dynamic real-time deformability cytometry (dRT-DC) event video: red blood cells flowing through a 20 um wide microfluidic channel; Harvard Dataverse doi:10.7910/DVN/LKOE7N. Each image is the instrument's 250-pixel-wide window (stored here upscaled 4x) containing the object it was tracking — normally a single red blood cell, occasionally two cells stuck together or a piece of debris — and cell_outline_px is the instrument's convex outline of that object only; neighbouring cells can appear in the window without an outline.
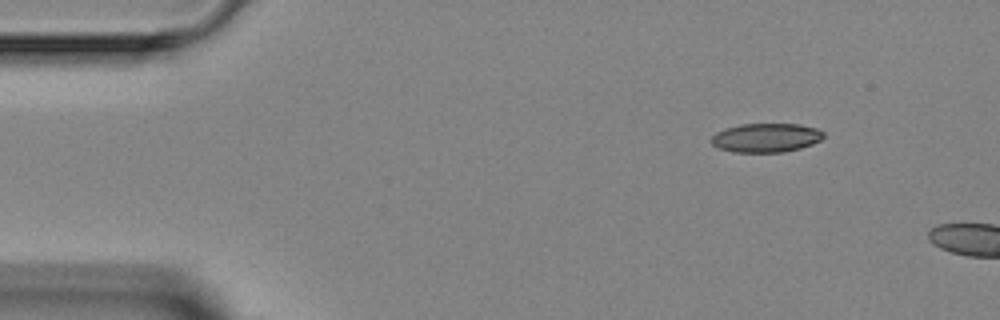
{"species": "Egyptian fruit bat (a non-hibernating species)", "species_latin": "Rousettus aegyptiacus", "temperature_condition": "room temperature", "stored_images_in_passage": 2, "camera_frame_rate_fps": 3000, "um_per_image_px": 0.085, "animal": {"sex": "female"}, "frame": {"image": 1, "passage_image": 1, "time_ms": 0.0, "image_size_px": [1000, 320], "cell_outline_px": [[824, 136], [820, 140], [812, 144], [800, 148], [784, 152], [732, 152], [720, 148], [712, 144], [708, 140], [716, 132], [724, 128], [740, 124], [800, 124], [816, 128], [824, 132]], "centroid_in_image_um": [65.09, 11.7], "position_along_channel_um": 19.9, "area_um2": 19.07}}